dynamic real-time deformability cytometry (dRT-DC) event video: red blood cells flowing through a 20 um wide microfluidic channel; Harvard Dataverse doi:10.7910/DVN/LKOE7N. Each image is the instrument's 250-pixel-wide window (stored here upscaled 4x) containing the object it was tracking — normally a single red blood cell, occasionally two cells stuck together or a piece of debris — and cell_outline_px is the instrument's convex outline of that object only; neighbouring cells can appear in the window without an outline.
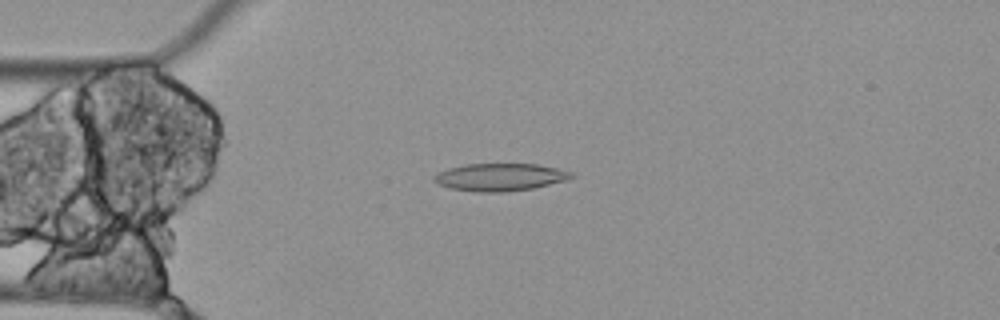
{"species": "Egyptian fruit bat (a non-hibernating species)", "species_latin": "Rousettus aegyptiacus", "temperature_condition": "cold", "stored_images_in_passage": 6, "camera_frame_rate_fps": 3000, "um_per_image_px": 0.085, "animal": {"sex": "female"}, "frame": {"image": 1, "passage_image": 4, "time_ms": 1.0, "image_size_px": [1000, 320], "cell_outline_px": [[576, 176], [568, 180], [532, 188], [504, 192], [476, 192], [448, 188], [436, 184], [432, 180], [432, 176], [448, 168], [464, 164], [536, 164], [556, 168], [572, 172]], "centroid_in_image_um": [42.47, 15.06], "position_along_channel_um": 42.5, "area_um2": 22.2}}
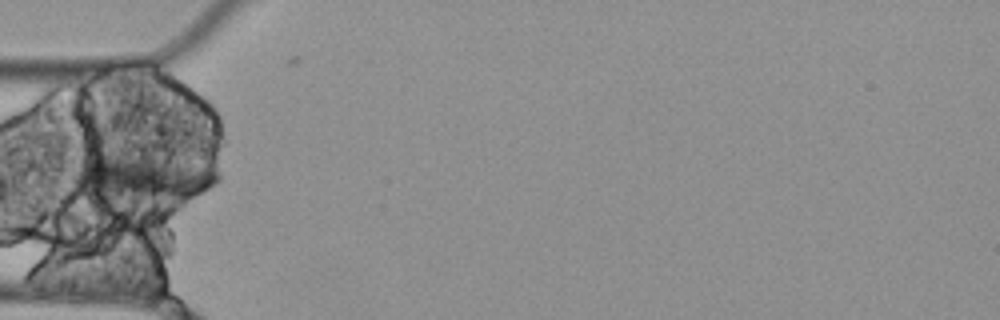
{"frame": {"image": 2, "passage_image": 5, "time_ms": 1.333, "image_size_px": [1000, 320], "cell_outline_px": [[220, 180], [216, 184], [184, 200], [172, 200], [96, 196], [72, 180], [68, 176], [68, 172], [80, 156], [104, 156], [148, 160], [212, 168], [220, 176]], "centroid_in_image_um": [11.98, 15.14], "position_along_channel_um": 73.0, "area_um2": 36.18}}